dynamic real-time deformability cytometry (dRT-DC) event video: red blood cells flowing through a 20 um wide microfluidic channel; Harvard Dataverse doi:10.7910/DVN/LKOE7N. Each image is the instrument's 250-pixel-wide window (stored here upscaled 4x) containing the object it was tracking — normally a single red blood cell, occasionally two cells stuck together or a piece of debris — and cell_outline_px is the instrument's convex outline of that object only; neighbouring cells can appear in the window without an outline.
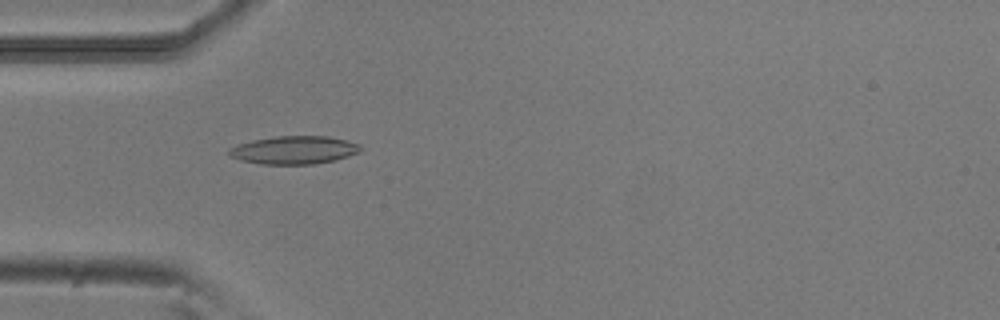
{"species": "common noctule bat (a hibernating species)", "species_latin": "Nyctalus noctula", "temperature_condition": "room temperature", "stored_images_in_passage": 2, "camera_frame_rate_fps": 3000, "um_per_image_px": 0.085, "animal": {"sex": "male", "body_mass_g": 20.5, "forearm_length_mm": 52.5}, "frame": {"image": 1, "passage_image": 1, "time_ms": 0.0, "image_size_px": [1000, 320], "cell_outline_px": [[360, 152], [336, 160], [312, 164], [260, 164], [240, 160], [228, 156], [228, 148], [236, 144], [252, 140], [276, 136], [328, 136], [360, 144]], "centroid_in_image_um": [24.94, 12.75], "position_along_channel_um": 60.1, "area_um2": 21.62}}
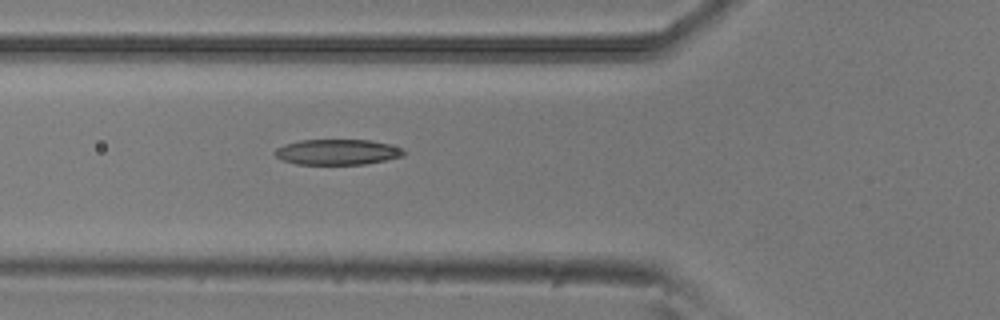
{"frame": {"image": 2, "passage_image": 2, "time_ms": 0.333, "image_size_px": [1000, 320], "cell_outline_px": [[404, 156], [364, 164], [296, 164], [280, 160], [272, 152], [276, 148], [284, 144], [300, 140], [368, 140], [388, 144], [404, 148]], "centroid_in_image_um": [28.63, 12.92], "position_along_channel_um": 97.2, "area_um2": 19.19}}